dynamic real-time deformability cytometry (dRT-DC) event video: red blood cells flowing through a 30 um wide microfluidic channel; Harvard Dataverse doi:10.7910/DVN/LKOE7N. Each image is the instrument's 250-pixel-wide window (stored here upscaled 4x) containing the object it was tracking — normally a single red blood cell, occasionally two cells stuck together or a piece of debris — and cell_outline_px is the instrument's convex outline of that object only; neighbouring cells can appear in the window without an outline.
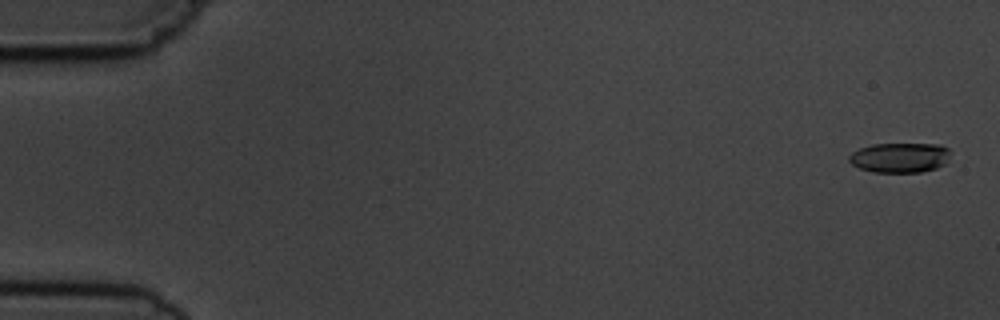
{"species": "common noctule bat (a hibernating species)", "species_latin": "Nyctalus noctula", "temperature_condition": "cold", "stored_images_in_passage": 6, "camera_frame_rate_fps": 3000, "um_per_image_px": 0.085, "animal": {"sex": "male", "body_mass_g": 19.5, "forearm_length_mm": 54.6}, "frame": {"image": 1, "passage_image": 1, "time_ms": 0.0, "image_size_px": [1000, 320], "cell_outline_px": [[952, 152], [944, 164], [936, 168], [920, 172], [872, 172], [860, 168], [852, 164], [848, 160], [848, 156], [852, 152], [860, 148], [872, 144], [940, 144], [948, 148]], "centroid_in_image_um": [76.49, 13.39], "position_along_channel_um": 8.5, "area_um2": 17.74}}
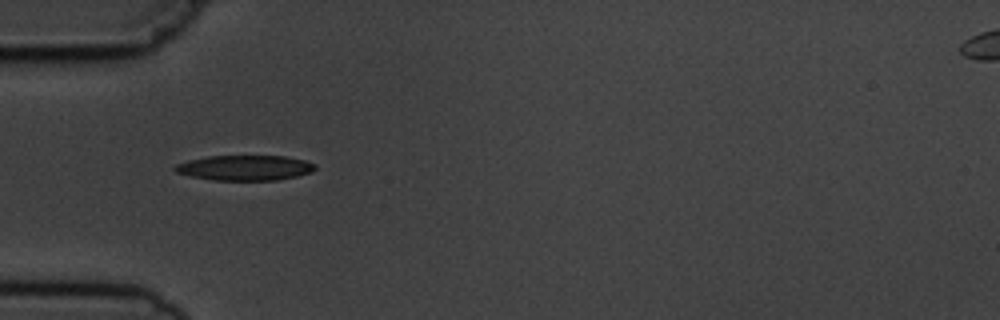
{"frame": {"image": 2, "passage_image": 5, "time_ms": 5.333, "image_size_px": [1000, 320], "cell_outline_px": [[316, 168], [312, 172], [296, 176], [276, 180], [216, 180], [192, 176], [176, 172], [172, 168], [176, 164], [188, 160], [208, 156], [284, 156], [304, 160], [316, 164]], "centroid_in_image_um": [20.82, 14.26], "position_along_channel_um": 64.2, "area_um2": 20.46}}
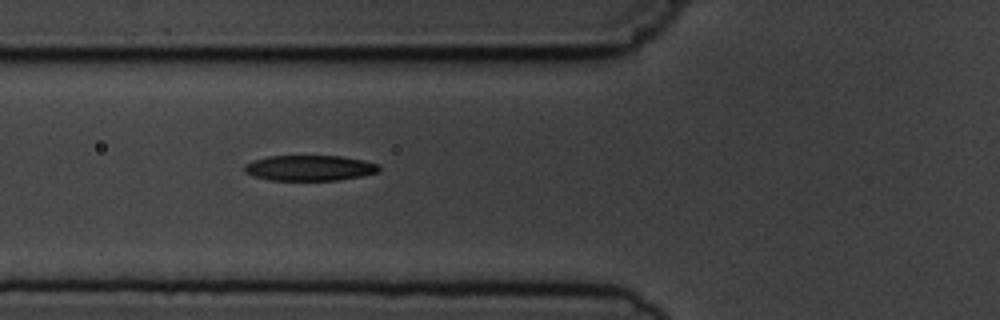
{"frame": {"image": 3, "passage_image": 6, "time_ms": 6.333, "image_size_px": [1000, 320], "cell_outline_px": [[380, 172], [340, 180], [272, 180], [256, 176], [244, 172], [244, 164], [252, 160], [268, 156], [340, 156], [364, 160], [380, 164]], "centroid_in_image_um": [26.34, 14.27], "position_along_channel_um": 99.5, "area_um2": 20.06}}